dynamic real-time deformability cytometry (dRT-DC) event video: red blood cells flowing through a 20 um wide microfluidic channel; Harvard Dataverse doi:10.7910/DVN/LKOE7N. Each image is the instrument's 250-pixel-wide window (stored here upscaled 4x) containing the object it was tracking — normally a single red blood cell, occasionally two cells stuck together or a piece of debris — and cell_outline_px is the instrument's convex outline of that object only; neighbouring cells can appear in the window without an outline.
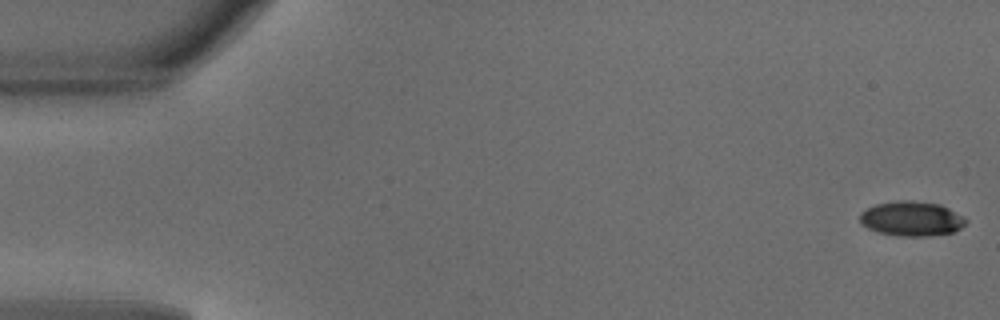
{"species": "common noctule bat (a hibernating species)", "species_latin": "Nyctalus noctula", "temperature_condition": "warm", "stored_images_in_passage": 49, "camera_frame_rate_fps": 3000, "um_per_image_px": 0.085, "animal": {"sex": "male", "body_mass_g": 18.8}, "frame": {"image": 1, "passage_image": 1, "time_ms": 0.0, "image_size_px": [1000, 320], "cell_outline_px": [[968, 220], [960, 228], [952, 232], [928, 236], [896, 236], [880, 232], [868, 228], [860, 220], [860, 212], [876, 204], [900, 200], [912, 200], [940, 204], [964, 216]], "centroid_in_image_um": [77.5, 18.58], "position_along_channel_um": 7.5, "area_um2": 21.33}}
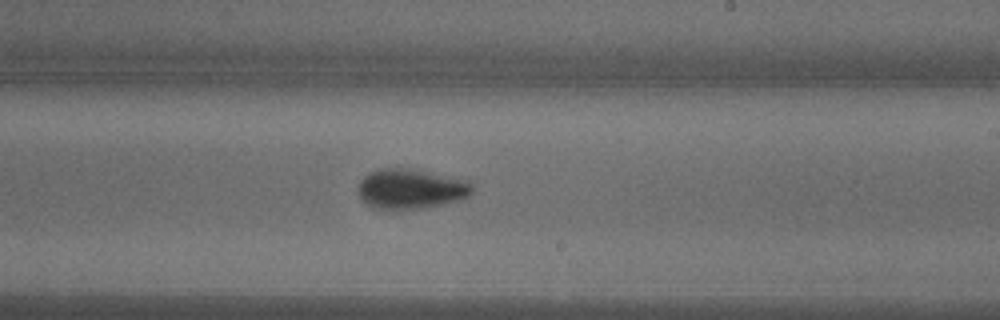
{"frame": {"image": 2, "passage_image": 29, "time_ms": 9.333, "image_size_px": [1000, 320], "cell_outline_px": [[472, 192], [468, 196], [456, 200], [440, 204], [420, 208], [376, 208], [368, 204], [360, 196], [360, 180], [368, 172], [380, 168], [416, 168], [468, 180], [472, 184]], "centroid_in_image_um": [34.94, 16.0], "position_along_channel_um": 254.1, "area_um2": 26.24}}
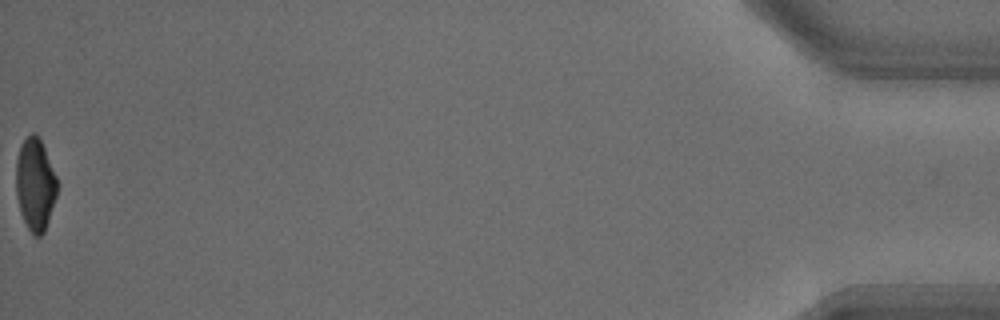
{"frame": {"image": 3, "passage_image": 49, "time_ms": 16.0, "image_size_px": [1000, 320], "cell_outline_px": [[60, 184], [44, 232], [40, 236], [32, 236], [20, 212], [16, 196], [16, 160], [20, 144], [32, 132], [36, 132], [40, 136]], "centroid_in_image_um": [3.0, 15.63], "position_along_channel_um": 432.2, "area_um2": 22.6}, "authors_computed_cell_mechanics": {"area_um2": 23.6402, "velocity_mm_per_s": 4.1594, "shape_relaxation_time_tau1_ms": 2.5584, "shape_relaxation_time_tau2_ms": 1.7102, "deformation_change_tau1": 0.1602, "deformation_change_tau2": 0.0737}}